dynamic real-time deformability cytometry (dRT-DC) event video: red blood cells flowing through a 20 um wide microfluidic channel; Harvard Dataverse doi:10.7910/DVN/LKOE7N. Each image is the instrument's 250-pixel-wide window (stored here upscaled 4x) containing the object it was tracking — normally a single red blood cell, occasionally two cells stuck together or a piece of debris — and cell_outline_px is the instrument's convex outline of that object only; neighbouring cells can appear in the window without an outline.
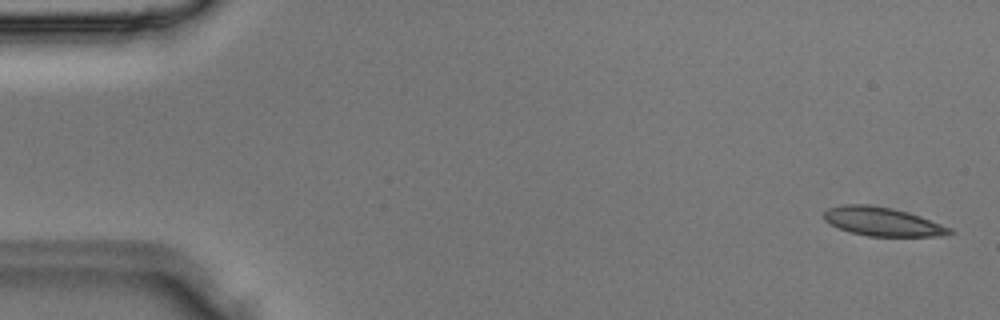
{"species": "Egyptian fruit bat (a non-hibernating species)", "species_latin": "Rousettus aegyptiacus", "temperature_condition": "room temperature", "stored_images_in_passage": 4, "camera_frame_rate_fps": 3000, "um_per_image_px": 0.085, "animal": {"sex": "male"}, "frame": {"image": 1, "passage_image": 1, "time_ms": 0.0, "image_size_px": [1000, 320], "cell_outline_px": [[956, 232], [940, 236], [868, 236], [848, 232], [824, 220], [824, 212], [828, 208], [840, 204], [868, 204], [892, 208], [908, 212], [920, 216], [952, 228]], "centroid_in_image_um": [75.01, 18.83], "position_along_channel_um": 10.0, "area_um2": 21.1}}